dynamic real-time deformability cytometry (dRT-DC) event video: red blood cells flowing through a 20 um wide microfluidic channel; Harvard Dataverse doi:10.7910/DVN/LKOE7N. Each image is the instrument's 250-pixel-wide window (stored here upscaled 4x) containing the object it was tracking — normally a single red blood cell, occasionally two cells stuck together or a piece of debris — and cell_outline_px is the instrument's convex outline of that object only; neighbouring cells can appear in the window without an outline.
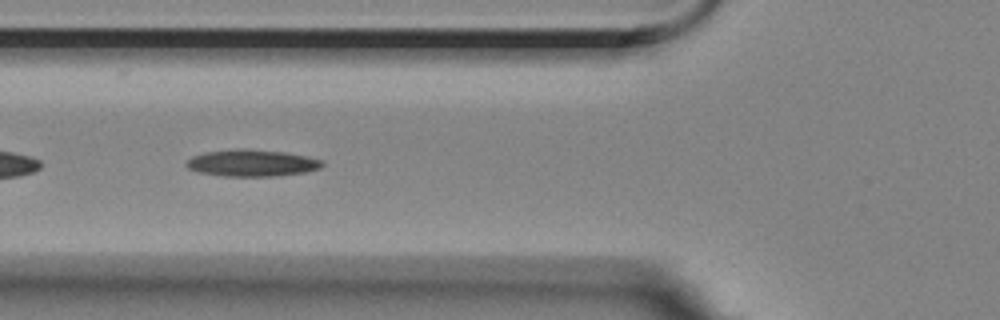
{"species": "Egyptian fruit bat (a non-hibernating species)", "species_latin": "Rousettus aegyptiacus", "temperature_condition": "room temperature", "stored_images_in_passage": 16, "camera_frame_rate_fps": 3000, "um_per_image_px": 0.085, "animal": {"sex": "female"}, "frame": {"image": 1, "passage_image": 5, "time_ms": 1.333, "image_size_px": [1000, 320], "cell_outline_px": [[324, 164], [320, 168], [304, 172], [276, 176], [224, 176], [200, 172], [188, 168], [184, 164], [192, 156], [204, 152], [236, 148], [248, 148], [284, 152], [308, 156], [324, 160]], "centroid_in_image_um": [21.42, 13.84], "position_along_channel_um": 104.4, "area_um2": 21.39}}
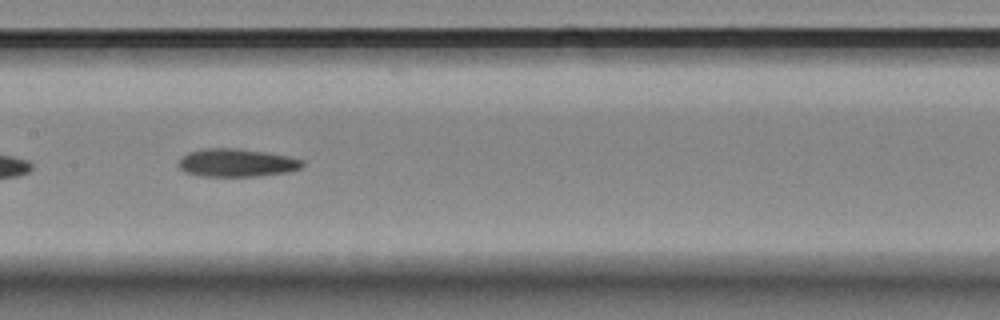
{"frame": {"image": 2, "passage_image": 12, "time_ms": 3.667, "image_size_px": [1000, 320], "cell_outline_px": [[304, 164], [300, 168], [288, 172], [256, 176], [200, 176], [184, 172], [180, 168], [180, 156], [188, 152], [200, 148], [240, 148], [288, 156], [304, 160]], "centroid_in_image_um": [20.09, 13.82], "position_along_channel_um": 187.3, "area_um2": 20.35}}